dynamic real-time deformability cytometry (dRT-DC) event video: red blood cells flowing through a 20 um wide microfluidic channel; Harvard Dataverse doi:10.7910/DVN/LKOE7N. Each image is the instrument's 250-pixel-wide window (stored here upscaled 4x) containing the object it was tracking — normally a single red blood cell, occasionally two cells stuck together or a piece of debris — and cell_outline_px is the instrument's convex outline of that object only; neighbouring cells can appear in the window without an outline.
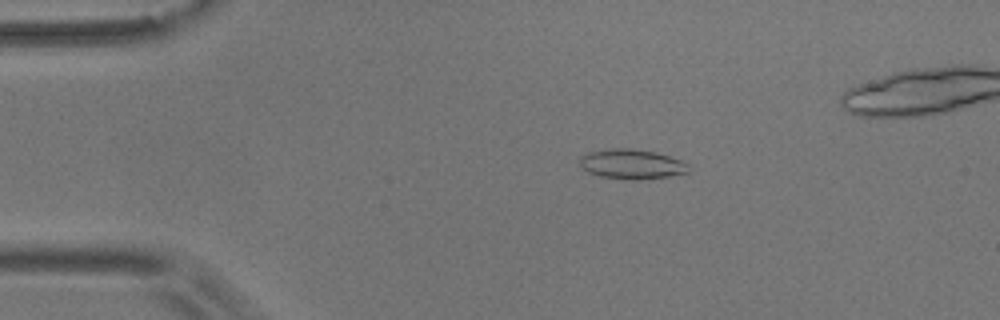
{"species": "common noctule bat (a hibernating species)", "species_latin": "Nyctalus noctula", "temperature_condition": "room temperature", "stored_images_in_passage": 35, "camera_frame_rate_fps": 3000, "um_per_image_px": 0.085, "animal": {"sex": "male", "body_mass_g": 17.9}, "frame": {"image": 1, "passage_image": 2, "time_ms": 0.333, "image_size_px": [1000, 320], "cell_outline_px": [[688, 172], [668, 176], [636, 180], [632, 180], [600, 176], [588, 172], [580, 164], [580, 156], [588, 152], [612, 148], [628, 148], [656, 152], [680, 160], [688, 164]], "centroid_in_image_um": [53.67, 13.94], "position_along_channel_um": 31.3, "area_um2": 18.67}}
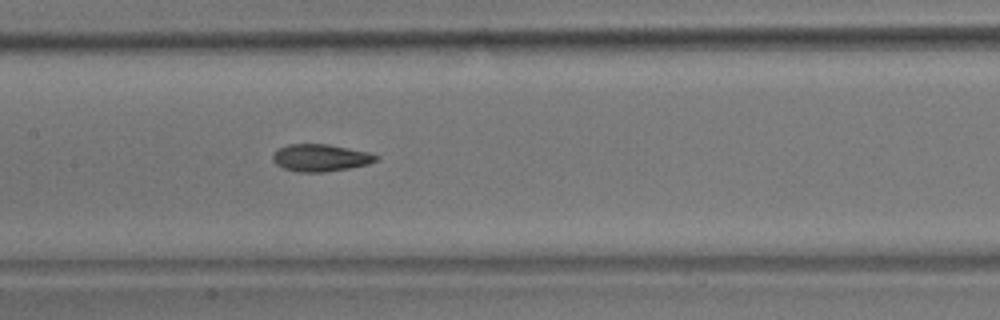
{"frame": {"image": 2, "passage_image": 18, "time_ms": 5.667, "image_size_px": [1000, 320], "cell_outline_px": [[380, 160], [368, 164], [348, 168], [324, 172], [300, 172], [284, 168], [276, 164], [272, 160], [272, 156], [280, 148], [288, 144], [328, 144], [368, 152], [380, 156]], "centroid_in_image_um": [27.28, 13.41], "position_along_channel_um": 180.1, "area_um2": 16.3}}
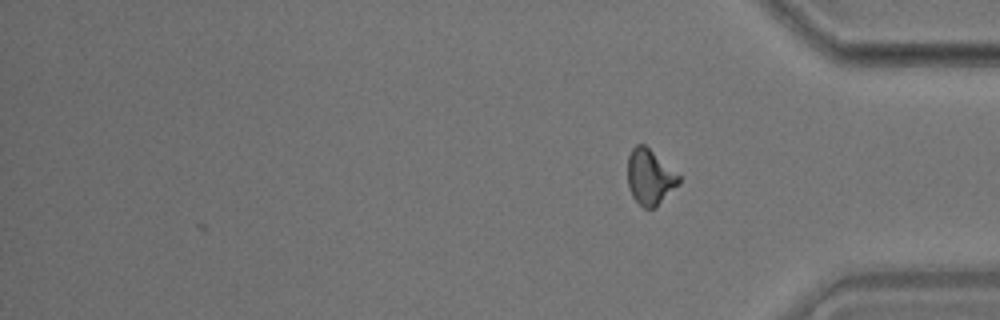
{"frame": {"image": 3, "passage_image": 35, "time_ms": 11.333, "image_size_px": [1000, 320], "cell_outline_px": [[680, 184], [656, 208], [644, 208], [632, 196], [628, 188], [628, 156], [632, 148], [636, 144], [644, 144], [680, 176]], "centroid_in_image_um": [55.24, 15.07], "position_along_channel_um": 380.0, "area_um2": 16.53}, "authors_computed_cell_mechanics": {"area_um2": 16.473, "velocity_mm_per_s": 3.6682, "shape_relaxation_time_tau1_ms": 5.5736, "shape_relaxation_time_tau2_ms": 1.7832, "deformation_change_tau1": 0.1443, "deformation_change_tau2": 0.0747}}